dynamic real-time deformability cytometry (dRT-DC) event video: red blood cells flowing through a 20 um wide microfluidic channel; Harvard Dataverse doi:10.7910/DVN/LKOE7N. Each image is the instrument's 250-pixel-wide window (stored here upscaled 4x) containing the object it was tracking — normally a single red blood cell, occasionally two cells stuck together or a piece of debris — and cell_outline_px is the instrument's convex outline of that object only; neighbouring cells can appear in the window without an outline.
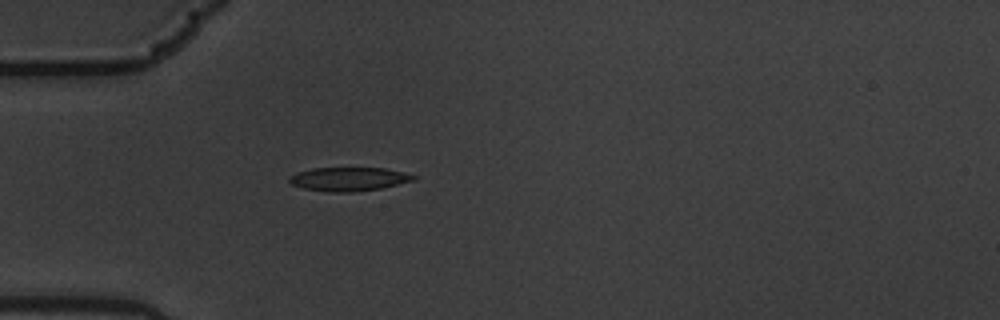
{"species": "common noctule bat (a hibernating species)", "species_latin": "Nyctalus noctula", "temperature_condition": "warm", "stored_images_in_passage": 1, "camera_frame_rate_fps": 3000, "um_per_image_px": 0.085, "animal": {"sex": "male", "body_mass_g": 19.5, "forearm_length_mm": 54.6}, "frame": {"image": 1, "passage_image": 1, "time_ms": 0.0, "image_size_px": [1000, 320], "cell_outline_px": [[416, 180], [380, 188], [352, 192], [328, 192], [304, 188], [292, 184], [288, 180], [288, 176], [296, 172], [312, 168], [384, 168], [416, 176]], "centroid_in_image_um": [29.59, 15.22], "position_along_channel_um": 55.4, "area_um2": 17.05}}